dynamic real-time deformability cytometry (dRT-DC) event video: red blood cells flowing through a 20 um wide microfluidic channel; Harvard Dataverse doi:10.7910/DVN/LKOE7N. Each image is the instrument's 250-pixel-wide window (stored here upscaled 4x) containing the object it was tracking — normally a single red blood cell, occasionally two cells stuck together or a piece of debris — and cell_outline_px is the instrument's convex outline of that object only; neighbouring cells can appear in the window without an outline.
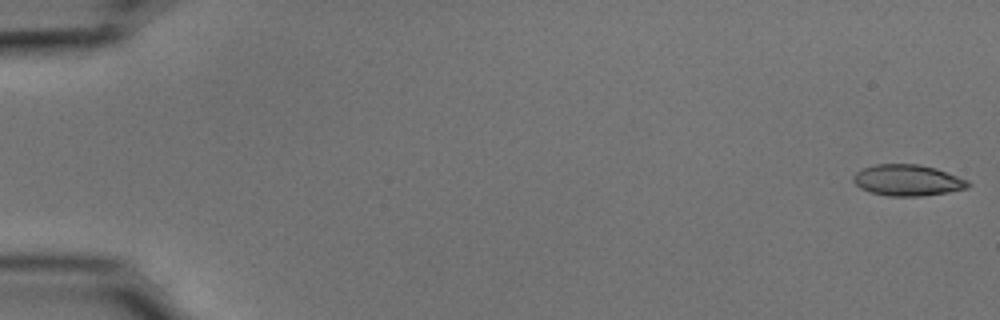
{"species": "common noctule bat (a hibernating species)", "species_latin": "Nyctalus noctula", "temperature_condition": "cold", "stored_images_in_passage": 16, "camera_frame_rate_fps": 3000, "um_per_image_px": 0.085, "animal": {"sex": "male", "body_mass_g": 15.6}, "frame": {"image": 1, "passage_image": 1, "time_ms": 0.0, "image_size_px": [1000, 320], "cell_outline_px": [[972, 184], [968, 188], [948, 192], [920, 196], [888, 196], [872, 192], [860, 188], [852, 180], [852, 176], [856, 172], [864, 168], [876, 164], [920, 164], [936, 168], [968, 180]], "centroid_in_image_um": [77.16, 15.32], "position_along_channel_um": 7.8, "area_um2": 20.87}}
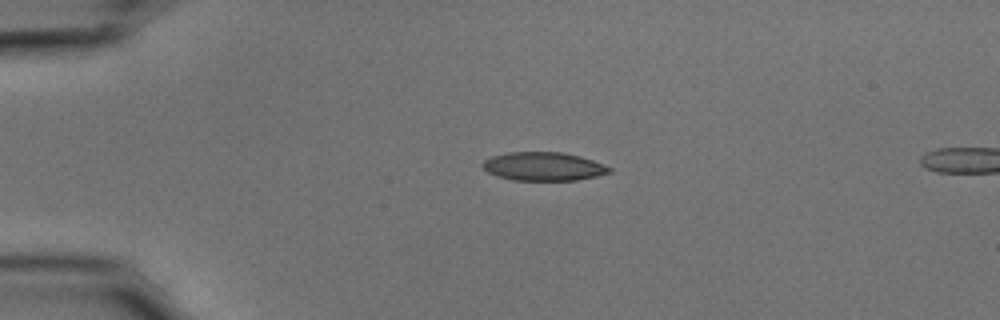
{"frame": {"image": 2, "passage_image": 13, "time_ms": 4.0, "image_size_px": [1000, 320], "cell_outline_px": [[612, 172], [596, 176], [576, 180], [512, 180], [496, 176], [488, 172], [480, 164], [484, 160], [492, 156], [508, 152], [560, 152], [580, 156], [604, 164], [612, 168]], "centroid_in_image_um": [46.19, 14.14], "position_along_channel_um": 38.8, "area_um2": 21.1}}